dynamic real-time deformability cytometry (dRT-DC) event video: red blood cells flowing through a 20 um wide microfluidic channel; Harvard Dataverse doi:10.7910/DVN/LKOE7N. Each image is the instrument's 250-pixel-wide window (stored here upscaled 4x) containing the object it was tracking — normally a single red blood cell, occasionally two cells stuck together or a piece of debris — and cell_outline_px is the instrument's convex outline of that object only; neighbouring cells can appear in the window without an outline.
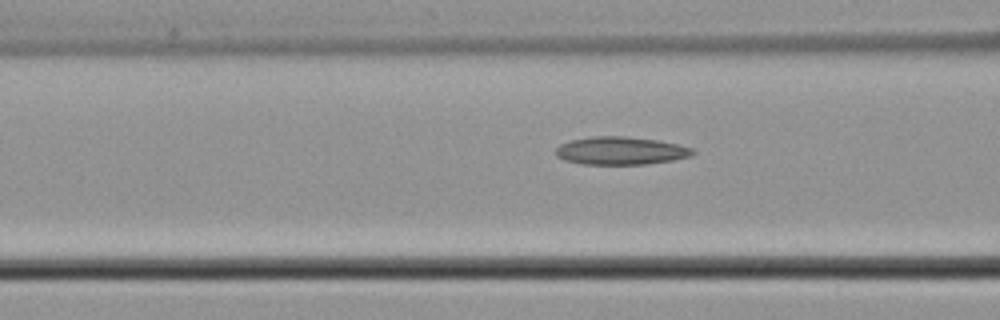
{"species": "common noctule bat (a hibernating species)", "species_latin": "Nyctalus noctula", "temperature_condition": "cold", "stored_images_in_passage": 17, "camera_frame_rate_fps": 3000, "um_per_image_px": 0.085, "animal": {"sex": "male", "body_mass_g": 21.5, "forearm_length_mm": 52.0}, "frame": {"image": 1, "passage_image": 15, "time_ms": 4.667, "image_size_px": [1000, 320], "cell_outline_px": [[696, 152], [692, 156], [672, 160], [644, 164], [584, 164], [564, 160], [556, 156], [556, 148], [560, 144], [572, 140], [592, 136], [624, 136], [656, 140], [680, 144], [692, 148]], "centroid_in_image_um": [52.77, 12.81], "position_along_channel_um": 113.8, "area_um2": 22.25}}